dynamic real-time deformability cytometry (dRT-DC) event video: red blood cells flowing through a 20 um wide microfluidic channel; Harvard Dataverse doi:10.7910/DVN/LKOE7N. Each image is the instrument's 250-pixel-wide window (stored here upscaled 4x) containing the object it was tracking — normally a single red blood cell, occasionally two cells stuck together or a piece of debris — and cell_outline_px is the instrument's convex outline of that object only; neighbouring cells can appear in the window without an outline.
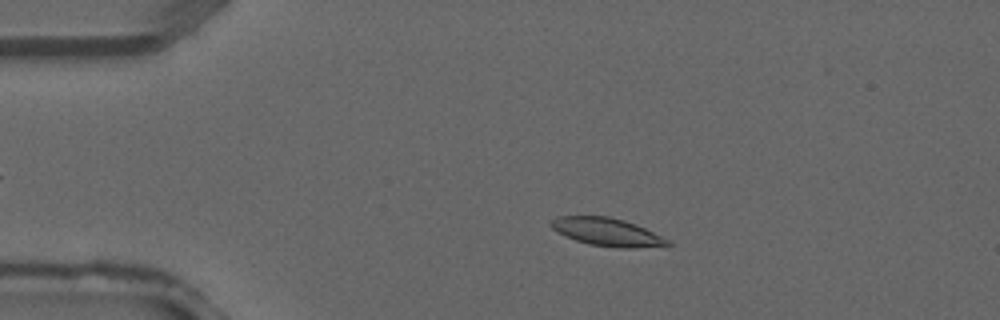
{"species": "common noctule bat (a hibernating species)", "species_latin": "Nyctalus noctula", "temperature_condition": "warm", "stored_images_in_passage": 38, "camera_frame_rate_fps": 3000, "um_per_image_px": 0.085, "animal": {"sex": "male", "forearm_length_mm": 52.5}, "frame": {"image": 1, "passage_image": 7, "time_ms": 2.0, "image_size_px": [1000, 320], "cell_outline_px": [[672, 244], [668, 248], [616, 248], [588, 244], [576, 240], [556, 232], [548, 224], [552, 220], [560, 216], [608, 216], [624, 220], [636, 224], [668, 240]], "centroid_in_image_um": [51.66, 19.75], "position_along_channel_um": 33.3, "area_um2": 19.31}}
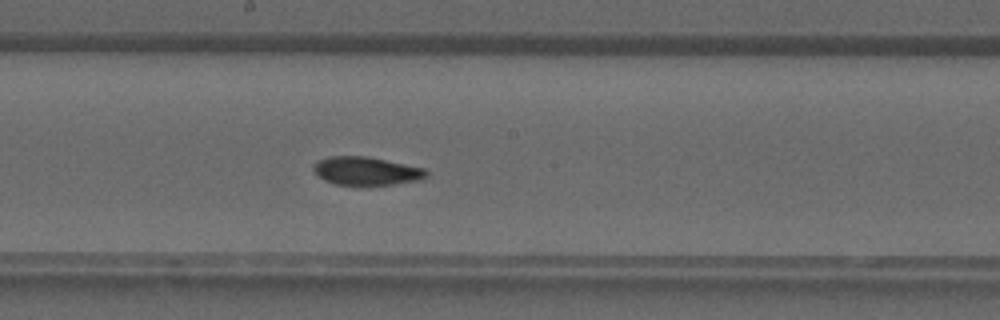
{"frame": {"image": 2, "passage_image": 20, "time_ms": 6.333, "image_size_px": [1000, 320], "cell_outline_px": [[428, 176], [424, 180], [392, 184], [336, 184], [324, 180], [312, 168], [312, 164], [328, 156], [368, 156], [424, 168], [428, 172]], "centroid_in_image_um": [31.17, 14.52], "position_along_channel_um": 217.0, "area_um2": 18.5}}
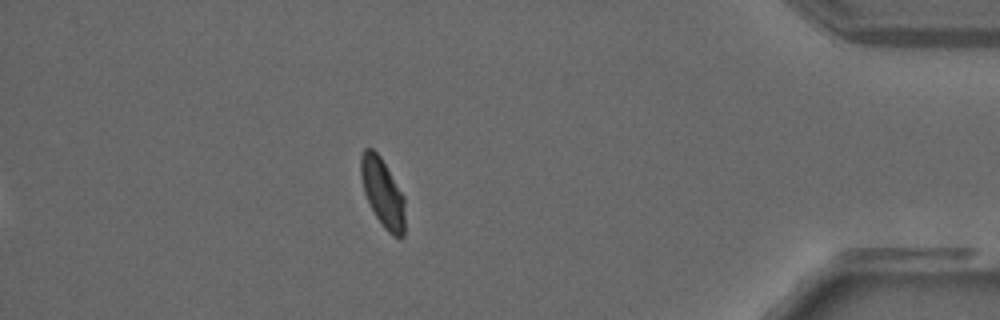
{"frame": {"image": 3, "passage_image": 33, "time_ms": 10.667, "image_size_px": [1000, 320], "cell_outline_px": [[404, 236], [400, 240], [392, 236], [384, 228], [376, 216], [364, 192], [360, 176], [360, 156], [364, 148], [372, 148], [380, 156], [404, 196]], "centroid_in_image_um": [32.52, 16.39], "position_along_channel_um": 402.7, "area_um2": 17.63}}